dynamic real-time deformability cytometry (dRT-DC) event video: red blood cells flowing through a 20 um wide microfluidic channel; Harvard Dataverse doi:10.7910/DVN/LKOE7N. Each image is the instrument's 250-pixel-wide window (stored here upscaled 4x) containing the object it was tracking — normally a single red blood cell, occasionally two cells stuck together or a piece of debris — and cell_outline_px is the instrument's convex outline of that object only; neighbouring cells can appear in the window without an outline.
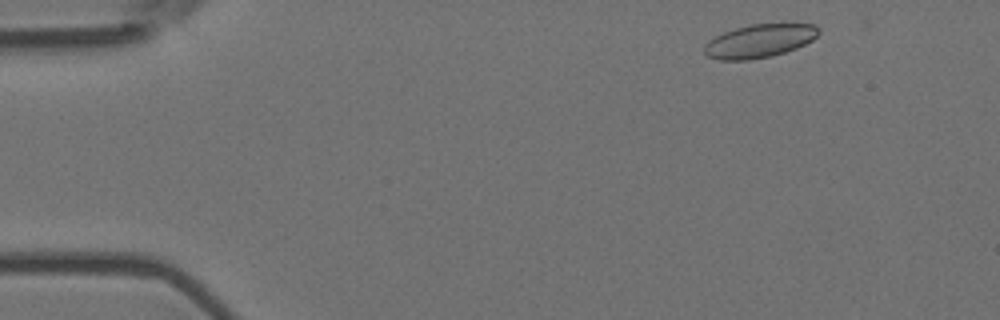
{"species": "Egyptian fruit bat (a non-hibernating species)", "species_latin": "Rousettus aegyptiacus", "temperature_condition": "room temperature", "stored_images_in_passage": 3, "camera_frame_rate_fps": 3000, "um_per_image_px": 0.085, "animal": {"sex": "female"}, "frame": {"image": 1, "passage_image": 1, "time_ms": 0.0, "image_size_px": [1000, 320], "cell_outline_px": [[820, 32], [812, 40], [796, 48], [772, 56], [748, 60], [720, 60], [708, 56], [704, 52], [704, 44], [708, 40], [724, 32], [736, 28], [752, 24], [816, 24], [820, 28]], "centroid_in_image_um": [64.55, 3.48], "position_along_channel_um": 20.4, "area_um2": 22.14}}
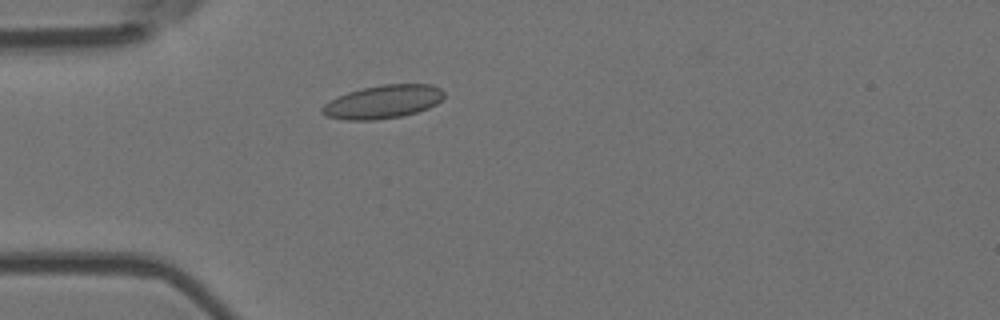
{"frame": {"image": 2, "passage_image": 3, "time_ms": 0.667, "image_size_px": [1000, 320], "cell_outline_px": [[444, 96], [436, 104], [428, 108], [404, 116], [376, 120], [344, 120], [328, 116], [320, 112], [320, 108], [324, 104], [348, 92], [364, 88], [384, 84], [432, 84], [440, 88], [444, 92]], "centroid_in_image_um": [32.57, 8.66], "position_along_channel_um": 52.4, "area_um2": 23.58}}